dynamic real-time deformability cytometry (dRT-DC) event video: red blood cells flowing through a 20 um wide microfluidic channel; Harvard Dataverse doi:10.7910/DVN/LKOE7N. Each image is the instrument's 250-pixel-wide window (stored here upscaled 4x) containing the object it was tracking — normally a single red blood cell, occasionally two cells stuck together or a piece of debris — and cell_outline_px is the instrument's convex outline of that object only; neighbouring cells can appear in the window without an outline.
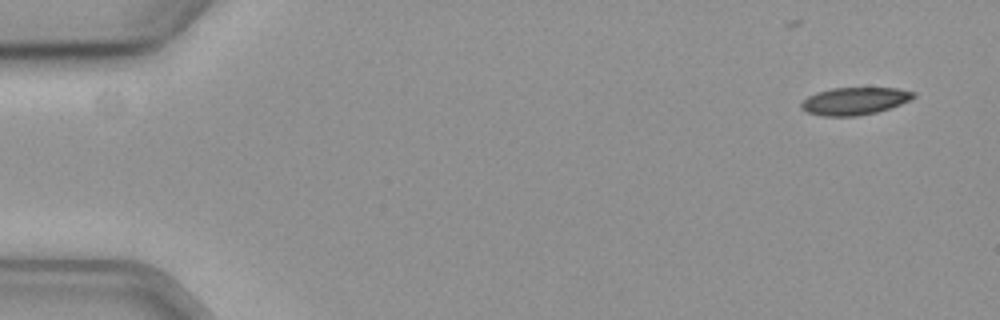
{"species": "common noctule bat (a hibernating species)", "species_latin": "Nyctalus noctula", "temperature_condition": "cold", "stored_images_in_passage": 15, "camera_frame_rate_fps": 3000, "um_per_image_px": 0.085, "animal": {"sex": "female", "body_mass_g": 19.3, "forearm_length_mm": 54.1}, "frame": {"image": 1, "passage_image": 1, "time_ms": 0.0, "image_size_px": [1000, 320], "cell_outline_px": [[916, 96], [900, 104], [876, 112], [856, 116], [824, 116], [808, 112], [800, 108], [800, 104], [808, 96], [816, 92], [832, 88], [896, 88], [916, 92]], "centroid_in_image_um": [72.62, 8.58], "position_along_channel_um": 12.4, "area_um2": 17.8}}
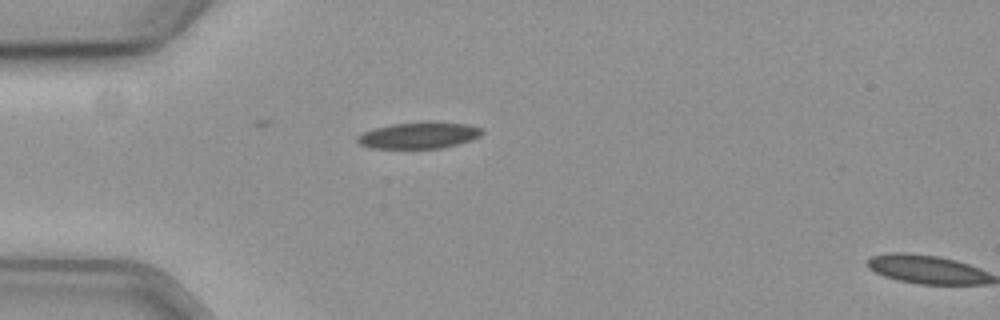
{"frame": {"image": 2, "passage_image": 14, "time_ms": 4.333, "image_size_px": [1000, 320], "cell_outline_px": [[484, 132], [480, 136], [456, 144], [440, 148], [372, 148], [360, 144], [356, 140], [356, 136], [364, 132], [376, 128], [392, 124], [428, 120], [436, 120], [464, 124], [480, 128]], "centroid_in_image_um": [35.6, 11.48], "position_along_channel_um": 49.4, "area_um2": 19.25}}